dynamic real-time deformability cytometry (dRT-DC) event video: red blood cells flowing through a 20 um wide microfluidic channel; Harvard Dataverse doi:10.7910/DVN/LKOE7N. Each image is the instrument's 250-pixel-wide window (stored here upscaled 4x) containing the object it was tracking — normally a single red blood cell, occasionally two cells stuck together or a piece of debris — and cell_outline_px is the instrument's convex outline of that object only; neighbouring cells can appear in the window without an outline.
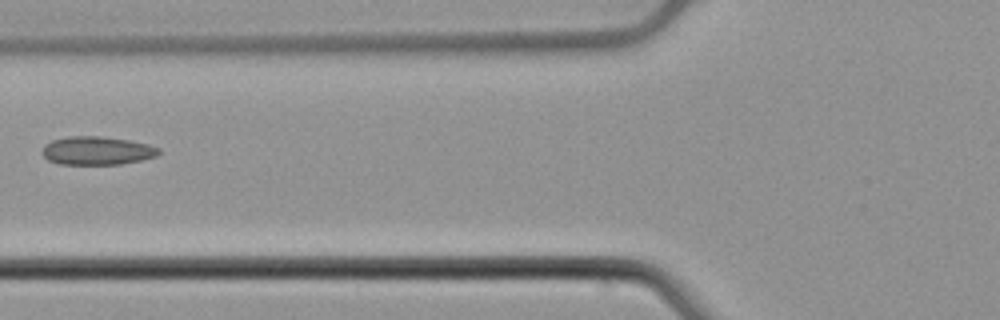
{"species": "common noctule bat (a hibernating species)", "species_latin": "Nyctalus noctula", "temperature_condition": "cold", "stored_images_in_passage": 4, "camera_frame_rate_fps": 3000, "um_per_image_px": 0.085, "animal": {"sex": "male", "body_mass_g": 21.5, "forearm_length_mm": 52.0}, "frame": {"image": 1, "passage_image": 3, "time_ms": 0.667, "image_size_px": [1000, 320], "cell_outline_px": [[160, 152], [156, 156], [140, 160], [120, 164], [60, 164], [48, 160], [40, 152], [44, 144], [52, 140], [68, 136], [100, 136], [128, 140], [148, 144], [160, 148]], "centroid_in_image_um": [8.21, 12.8], "position_along_channel_um": 117.6, "area_um2": 19.31}}
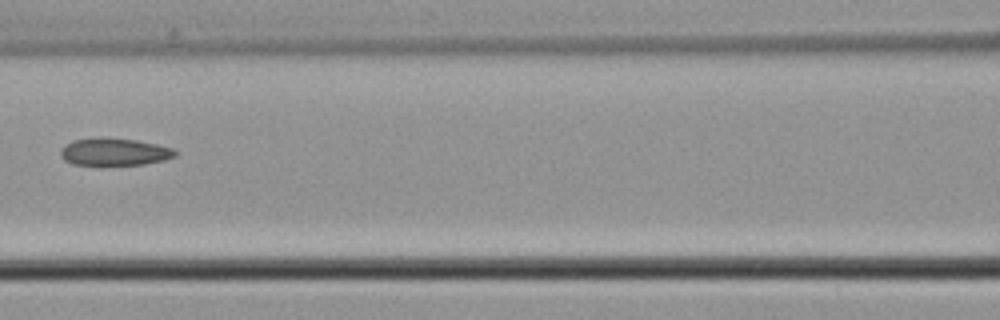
{"frame": {"image": 2, "passage_image": 4, "time_ms": 1.0, "image_size_px": [1000, 320], "cell_outline_px": [[176, 156], [164, 160], [144, 164], [72, 164], [64, 160], [60, 156], [60, 148], [64, 144], [72, 140], [136, 140], [156, 144], [172, 148], [176, 152]], "centroid_in_image_um": [9.71, 12.94], "position_along_channel_um": 156.9, "area_um2": 17.46}}